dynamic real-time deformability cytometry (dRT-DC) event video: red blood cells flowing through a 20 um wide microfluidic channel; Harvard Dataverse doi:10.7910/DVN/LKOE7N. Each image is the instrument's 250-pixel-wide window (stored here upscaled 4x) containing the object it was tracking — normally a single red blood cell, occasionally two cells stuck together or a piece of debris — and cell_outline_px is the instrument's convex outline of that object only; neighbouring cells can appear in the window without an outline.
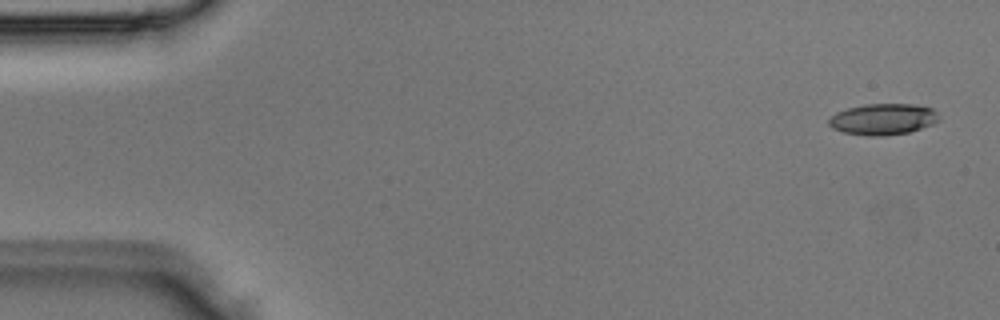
{"species": "Egyptian fruit bat (a non-hibernating species)", "species_latin": "Rousettus aegyptiacus", "temperature_condition": "room temperature", "stored_images_in_passage": 4, "camera_frame_rate_fps": 3000, "um_per_image_px": 0.085, "animal": {"sex": "male"}, "frame": {"image": 1, "passage_image": 1, "time_ms": 0.0, "image_size_px": [1000, 320], "cell_outline_px": [[940, 120], [932, 124], [908, 132], [884, 136], [868, 136], [844, 132], [832, 128], [828, 124], [828, 120], [836, 112], [848, 108], [864, 104], [916, 104], [932, 108], [936, 112]], "centroid_in_image_um": [75.05, 10.13], "position_along_channel_um": 10.0, "area_um2": 20.0}}
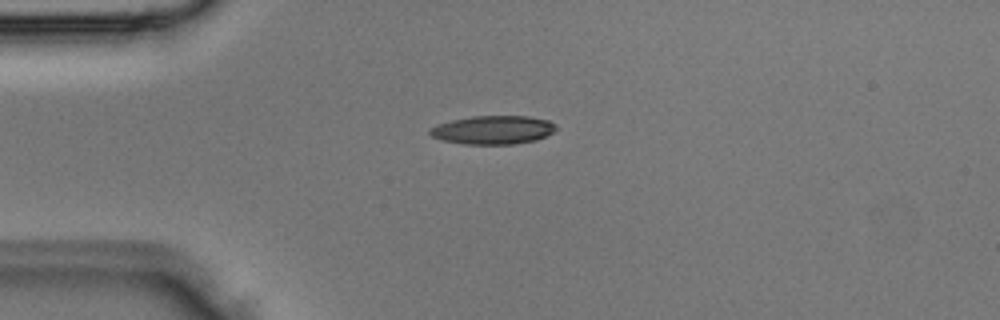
{"frame": {"image": 2, "passage_image": 3, "time_ms": 0.667, "image_size_px": [1000, 320], "cell_outline_px": [[556, 128], [552, 132], [536, 140], [516, 144], [464, 144], [444, 140], [432, 136], [428, 132], [432, 128], [440, 124], [452, 120], [472, 116], [528, 116], [548, 120], [556, 124]], "centroid_in_image_um": [41.94, 11.04], "position_along_channel_um": 43.1, "area_um2": 20.75}}
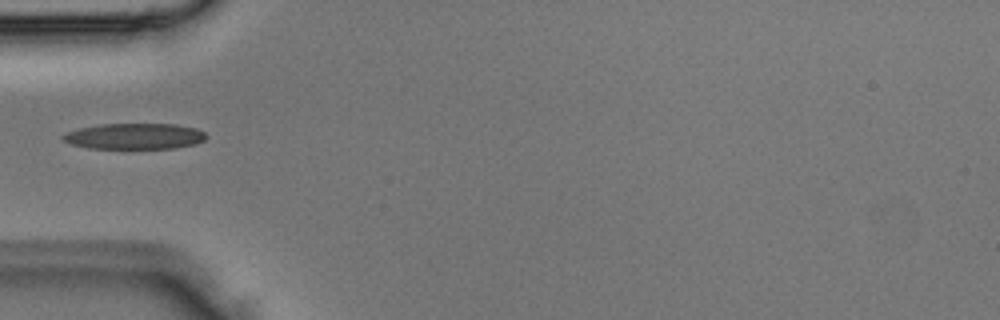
{"frame": {"image": 3, "passage_image": 4, "time_ms": 1.0, "image_size_px": [1000, 320], "cell_outline_px": [[208, 136], [204, 140], [196, 144], [176, 148], [88, 148], [72, 144], [60, 140], [60, 136], [68, 132], [80, 128], [100, 124], [176, 124], [196, 128], [204, 132]], "centroid_in_image_um": [11.45, 11.58], "position_along_channel_um": 73.6, "area_um2": 21.68}}